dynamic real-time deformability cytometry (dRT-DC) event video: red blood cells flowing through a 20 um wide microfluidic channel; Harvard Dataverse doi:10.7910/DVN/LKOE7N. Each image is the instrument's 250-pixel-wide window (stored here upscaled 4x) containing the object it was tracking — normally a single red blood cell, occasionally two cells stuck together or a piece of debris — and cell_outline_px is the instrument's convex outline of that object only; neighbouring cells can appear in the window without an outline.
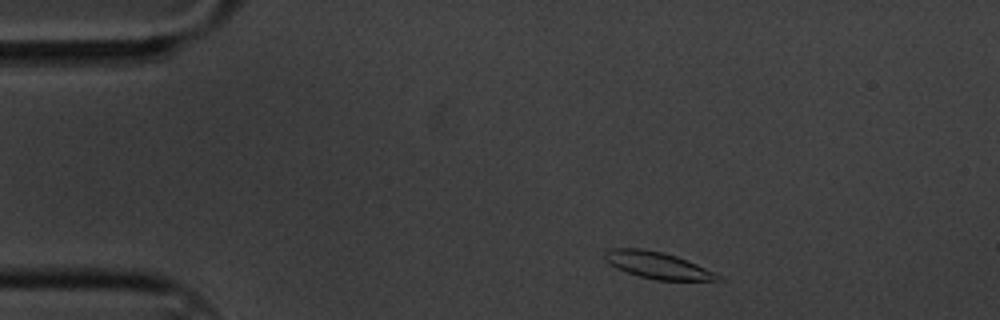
{"species": "common noctule bat (a hibernating species)", "species_latin": "Nyctalus noctula", "temperature_condition": "cold", "stored_images_in_passage": 53, "camera_frame_rate_fps": 3000, "um_per_image_px": 0.085, "animal": {"sex": "male", "body_mass_g": 20.1, "forearm_length_mm": 53.5}, "frame": {"image": 1, "passage_image": 3, "time_ms": 0.667, "image_size_px": [1000, 320], "cell_outline_px": [[728, 280], [656, 280], [640, 276], [616, 268], [608, 264], [604, 260], [604, 252], [608, 248], [640, 248], [664, 252], [688, 260], [716, 272]], "centroid_in_image_um": [55.91, 22.54], "position_along_channel_um": 29.1, "area_um2": 17.86}}
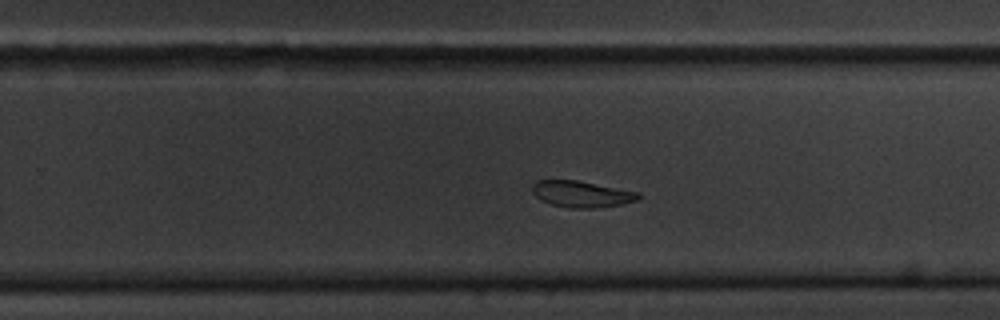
{"frame": {"image": 2, "passage_image": 31, "time_ms": 10.0, "image_size_px": [1000, 320], "cell_outline_px": [[640, 196], [636, 200], [620, 204], [596, 208], [572, 208], [552, 204], [540, 200], [532, 192], [532, 184], [536, 180], [576, 180], [640, 192]], "centroid_in_image_um": [49.4, 16.49], "position_along_channel_um": 280.4, "area_um2": 16.18}}
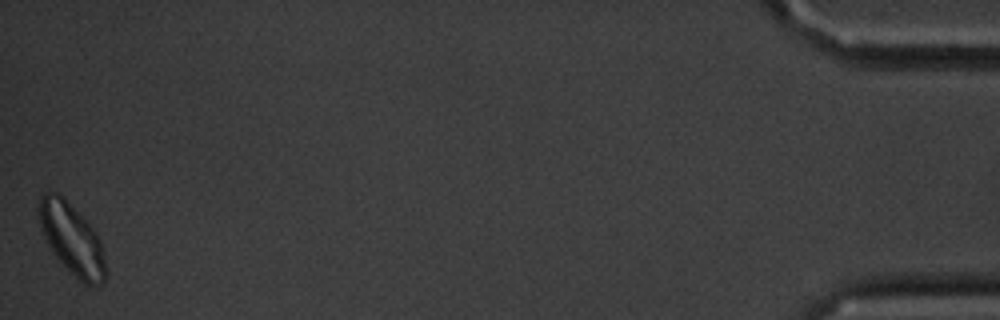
{"frame": {"image": 3, "passage_image": 53, "time_ms": 17.333, "image_size_px": [1000, 320], "cell_outline_px": [[104, 280], [100, 284], [84, 284], [52, 252], [40, 228], [36, 208], [36, 204], [40, 196], [44, 192], [56, 192], [64, 196], [96, 232], [100, 240], [104, 252]], "centroid_in_image_um": [6.05, 20.22], "position_along_channel_um": 429.2, "area_um2": 27.4}, "authors_computed_cell_mechanics": {"area_um2": 17.8602, "velocity_mm_per_s": 3.285, "shape_relaxation_time_tau1_ms": 3.6335, "shape_relaxation_time_tau2_ms": 5.2228, "deformation_change_tau1": 0.1396, "deformation_change_tau2": 0.1106}}